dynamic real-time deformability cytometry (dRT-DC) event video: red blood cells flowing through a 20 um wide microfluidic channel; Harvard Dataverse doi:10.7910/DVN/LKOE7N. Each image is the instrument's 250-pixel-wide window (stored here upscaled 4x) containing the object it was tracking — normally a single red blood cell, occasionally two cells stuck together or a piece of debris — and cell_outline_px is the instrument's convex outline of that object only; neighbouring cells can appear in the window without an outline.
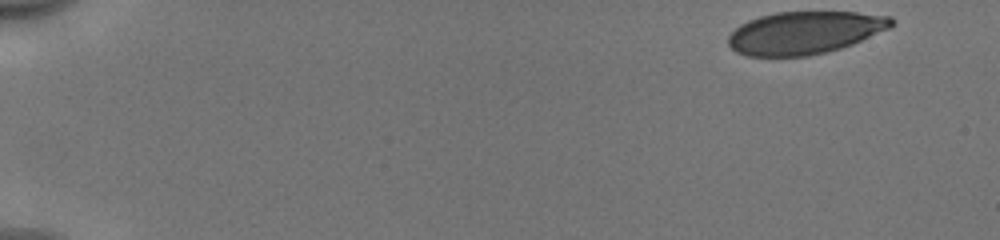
{"species": "human", "species_latin": "Homo sapiens", "temperature_condition": "cold", "stored_images_in_passage": 48, "camera_frame_rate_fps": 3000, "um_per_image_px": 0.085, "donor": {"sex": "male"}, "frame": {"image": 1, "passage_image": 1, "time_ms": 0.0, "image_size_px": [1000, 240], "cell_outline_px": [[892, 24], [888, 28], [852, 44], [828, 52], [808, 56], [748, 56], [736, 52], [728, 44], [728, 36], [740, 24], [748, 20], [760, 16], [776, 12], [856, 12], [892, 16]], "centroid_in_image_um": [68.36, 2.78], "position_along_channel_um": 16.6, "area_um2": 40.34}}
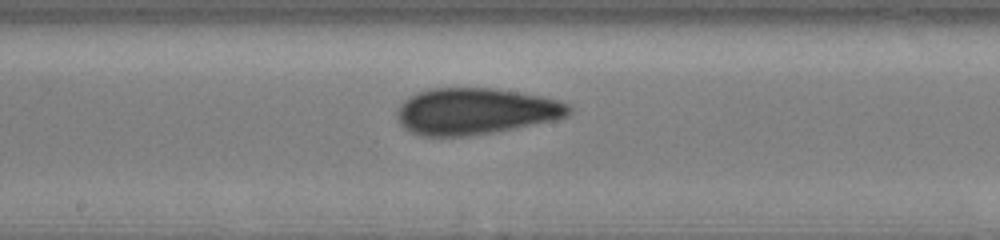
{"frame": {"image": 2, "passage_image": 27, "time_ms": 8.667, "image_size_px": [1000, 240], "cell_outline_px": [[572, 112], [568, 116], [556, 120], [472, 136], [420, 136], [404, 128], [400, 124], [396, 116], [396, 112], [400, 104], [408, 96], [416, 92], [428, 88], [492, 88], [520, 92], [540, 96], [572, 104]], "centroid_in_image_um": [40.4, 9.45], "position_along_channel_um": 207.8, "area_um2": 46.93}}
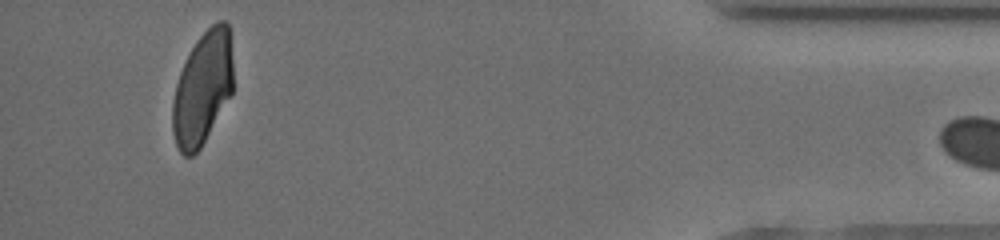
{"frame": {"image": 3, "passage_image": 47, "time_ms": 15.333, "image_size_px": [1000, 240], "cell_outline_px": [[232, 92], [200, 148], [192, 156], [184, 156], [180, 152], [176, 144], [172, 132], [172, 104], [176, 84], [180, 72], [196, 40], [212, 24], [220, 20], [224, 20], [228, 24], [232, 60]], "centroid_in_image_um": [17.2, 7.51], "position_along_channel_um": 418.0, "area_um2": 39.42}}